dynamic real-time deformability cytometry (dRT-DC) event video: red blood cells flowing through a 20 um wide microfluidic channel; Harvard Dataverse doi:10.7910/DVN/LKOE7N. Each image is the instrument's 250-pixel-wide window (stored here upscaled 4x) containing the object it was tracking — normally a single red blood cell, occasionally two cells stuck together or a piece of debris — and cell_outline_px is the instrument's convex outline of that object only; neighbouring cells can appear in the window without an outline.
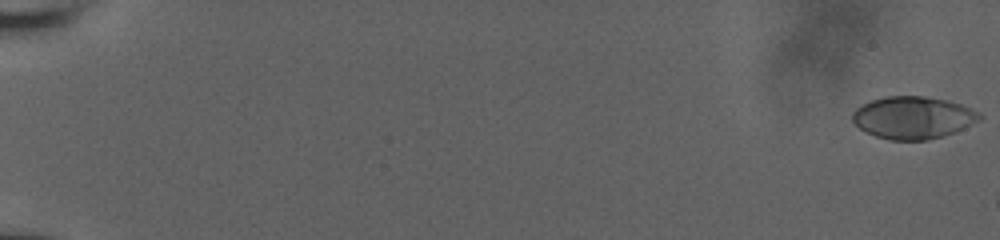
{"species": "human", "species_latin": "Homo sapiens", "temperature_condition": "room temperature", "stored_images_in_passage": 14, "camera_frame_rate_fps": 3000, "um_per_image_px": 0.085, "donor": {"sex": "male"}, "frame": {"image": 1, "passage_image": 1, "time_ms": 0.0, "image_size_px": [1000, 240], "cell_outline_px": [[984, 116], [980, 120], [964, 128], [928, 140], [888, 140], [876, 136], [860, 128], [852, 120], [852, 112], [856, 108], [872, 100], [884, 96], [924, 96], [944, 100], [960, 104], [980, 112]], "centroid_in_image_um": [77.61, 9.99], "position_along_channel_um": 7.4, "area_um2": 31.15}}